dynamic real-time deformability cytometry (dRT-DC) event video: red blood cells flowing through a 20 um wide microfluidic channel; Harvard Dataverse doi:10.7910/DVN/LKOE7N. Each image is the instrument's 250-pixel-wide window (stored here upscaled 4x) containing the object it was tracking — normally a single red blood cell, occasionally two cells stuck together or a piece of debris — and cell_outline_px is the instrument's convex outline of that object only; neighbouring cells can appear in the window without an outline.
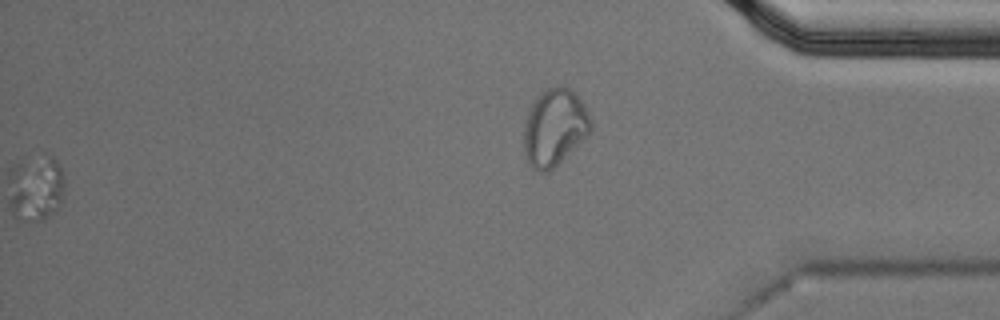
{"species": "Egyptian fruit bat (a non-hibernating species)", "species_latin": "Rousettus aegyptiacus", "temperature_condition": "cold", "stored_images_in_passage": 59, "segment_of_instrument_passage": [2, 2], "camera_frame_rate_fps": 3000, "um_per_image_px": 0.085, "animal": {"sex": "male"}, "frame": {"image": 1, "passage_image": 59, "time_ms": 19.333, "image_size_px": [1000, 320], "cell_outline_px": [[592, 128], [588, 136], [548, 172], [540, 172], [532, 168], [528, 164], [524, 152], [524, 120], [536, 96], [540, 92], [556, 84], [568, 88], [584, 104], [592, 120]], "centroid_in_image_um": [47.12, 10.83], "position_along_channel_um": 388.1, "area_um2": 30.17}}